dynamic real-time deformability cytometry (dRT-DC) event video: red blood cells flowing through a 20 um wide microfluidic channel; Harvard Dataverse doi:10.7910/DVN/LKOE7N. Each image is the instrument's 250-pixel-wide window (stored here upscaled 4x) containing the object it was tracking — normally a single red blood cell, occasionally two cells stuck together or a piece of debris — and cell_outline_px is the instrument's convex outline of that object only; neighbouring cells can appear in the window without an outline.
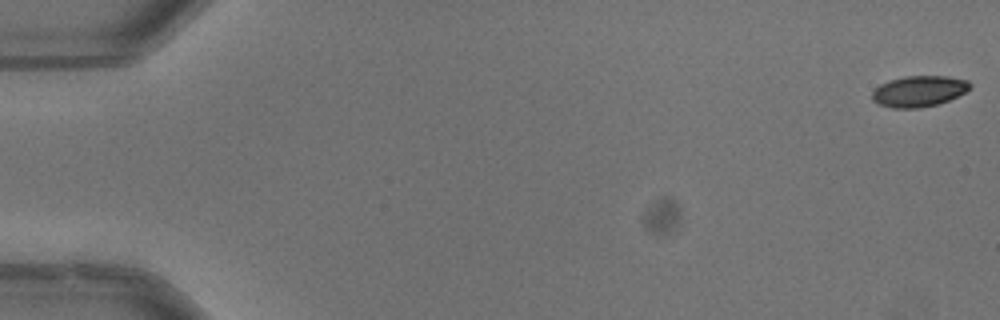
{"species": "common noctule bat (a hibernating species)", "species_latin": "Nyctalus noctula", "temperature_condition": "warm", "stored_images_in_passage": 53, "camera_frame_rate_fps": 3000, "um_per_image_px": 0.085, "animal": {"sex": "male", "body_mass_g": 13.3}, "frame": {"image": 1, "passage_image": 1, "time_ms": 0.0, "image_size_px": [1000, 320], "cell_outline_px": [[972, 84], [964, 92], [948, 100], [936, 104], [920, 108], [892, 108], [876, 104], [872, 100], [872, 92], [880, 84], [888, 80], [904, 76], [948, 76], [968, 80]], "centroid_in_image_um": [78.06, 7.75], "position_along_channel_um": 6.9, "area_um2": 17.69}}
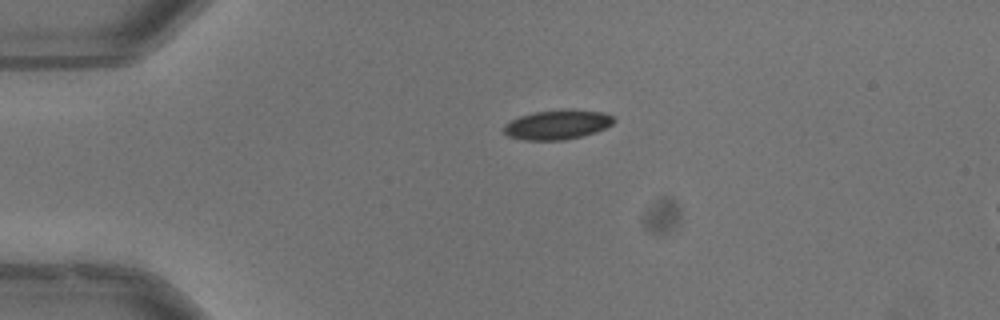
{"frame": {"image": 2, "passage_image": 13, "time_ms": 4.0, "image_size_px": [1000, 320], "cell_outline_px": [[616, 120], [612, 124], [596, 132], [564, 140], [524, 140], [508, 136], [504, 132], [504, 124], [520, 116], [532, 112], [564, 108], [604, 112], [616, 116]], "centroid_in_image_um": [47.41, 10.57], "position_along_channel_um": 37.6, "area_um2": 19.19}, "authors_computed_cell_mechanics": {"area_um2": 19.1896, "velocity_mm_per_s": 3.9838, "shape_relaxation_time_tau1_ms": 4.0236, "shape_relaxation_time_tau2_ms": 1.0858, "deformation_change_tau1": 0.1276, "deformation_change_tau2": 0.0501}}